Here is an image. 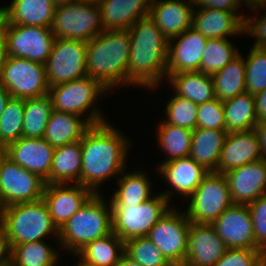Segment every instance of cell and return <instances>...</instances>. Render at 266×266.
I'll list each match as a JSON object with an SVG mask.
<instances>
[{
  "label": "cell",
  "mask_w": 266,
  "mask_h": 266,
  "mask_svg": "<svg viewBox=\"0 0 266 266\" xmlns=\"http://www.w3.org/2000/svg\"><path fill=\"white\" fill-rule=\"evenodd\" d=\"M109 121L92 125L80 140L81 185L94 194H101L106 181L118 179L129 168L131 138Z\"/></svg>",
  "instance_id": "1"
},
{
  "label": "cell",
  "mask_w": 266,
  "mask_h": 266,
  "mask_svg": "<svg viewBox=\"0 0 266 266\" xmlns=\"http://www.w3.org/2000/svg\"><path fill=\"white\" fill-rule=\"evenodd\" d=\"M128 32V87L155 92L167 79L168 39L149 16L137 20Z\"/></svg>",
  "instance_id": "2"
},
{
  "label": "cell",
  "mask_w": 266,
  "mask_h": 266,
  "mask_svg": "<svg viewBox=\"0 0 266 266\" xmlns=\"http://www.w3.org/2000/svg\"><path fill=\"white\" fill-rule=\"evenodd\" d=\"M130 46L128 30L102 31L87 42V76L112 93L128 87Z\"/></svg>",
  "instance_id": "3"
},
{
  "label": "cell",
  "mask_w": 266,
  "mask_h": 266,
  "mask_svg": "<svg viewBox=\"0 0 266 266\" xmlns=\"http://www.w3.org/2000/svg\"><path fill=\"white\" fill-rule=\"evenodd\" d=\"M111 232L110 200H106L102 193L93 194L59 229V245H56L74 258L88 243L103 238Z\"/></svg>",
  "instance_id": "4"
},
{
  "label": "cell",
  "mask_w": 266,
  "mask_h": 266,
  "mask_svg": "<svg viewBox=\"0 0 266 266\" xmlns=\"http://www.w3.org/2000/svg\"><path fill=\"white\" fill-rule=\"evenodd\" d=\"M0 226L9 245L51 240V238L58 243L59 229L42 199L0 209Z\"/></svg>",
  "instance_id": "5"
},
{
  "label": "cell",
  "mask_w": 266,
  "mask_h": 266,
  "mask_svg": "<svg viewBox=\"0 0 266 266\" xmlns=\"http://www.w3.org/2000/svg\"><path fill=\"white\" fill-rule=\"evenodd\" d=\"M107 93V88L88 76L49 88L53 110L81 116L91 125L108 121L98 103Z\"/></svg>",
  "instance_id": "6"
},
{
  "label": "cell",
  "mask_w": 266,
  "mask_h": 266,
  "mask_svg": "<svg viewBox=\"0 0 266 266\" xmlns=\"http://www.w3.org/2000/svg\"><path fill=\"white\" fill-rule=\"evenodd\" d=\"M112 231L124 242L147 237L159 219L174 206L158 191L148 201L137 206L110 204Z\"/></svg>",
  "instance_id": "7"
},
{
  "label": "cell",
  "mask_w": 266,
  "mask_h": 266,
  "mask_svg": "<svg viewBox=\"0 0 266 266\" xmlns=\"http://www.w3.org/2000/svg\"><path fill=\"white\" fill-rule=\"evenodd\" d=\"M188 200L184 211L195 224H212L233 205L225 175L216 172H209Z\"/></svg>",
  "instance_id": "8"
},
{
  "label": "cell",
  "mask_w": 266,
  "mask_h": 266,
  "mask_svg": "<svg viewBox=\"0 0 266 266\" xmlns=\"http://www.w3.org/2000/svg\"><path fill=\"white\" fill-rule=\"evenodd\" d=\"M51 30L55 38L89 42L104 31L99 5L74 1L57 6Z\"/></svg>",
  "instance_id": "9"
},
{
  "label": "cell",
  "mask_w": 266,
  "mask_h": 266,
  "mask_svg": "<svg viewBox=\"0 0 266 266\" xmlns=\"http://www.w3.org/2000/svg\"><path fill=\"white\" fill-rule=\"evenodd\" d=\"M0 84L13 98L30 99L49 94L45 65L26 58L7 57L0 72Z\"/></svg>",
  "instance_id": "10"
},
{
  "label": "cell",
  "mask_w": 266,
  "mask_h": 266,
  "mask_svg": "<svg viewBox=\"0 0 266 266\" xmlns=\"http://www.w3.org/2000/svg\"><path fill=\"white\" fill-rule=\"evenodd\" d=\"M87 42L55 38L45 64L49 88L87 76Z\"/></svg>",
  "instance_id": "11"
},
{
  "label": "cell",
  "mask_w": 266,
  "mask_h": 266,
  "mask_svg": "<svg viewBox=\"0 0 266 266\" xmlns=\"http://www.w3.org/2000/svg\"><path fill=\"white\" fill-rule=\"evenodd\" d=\"M178 209L172 206L147 235L170 264L184 262L187 254L191 222L184 209Z\"/></svg>",
  "instance_id": "12"
},
{
  "label": "cell",
  "mask_w": 266,
  "mask_h": 266,
  "mask_svg": "<svg viewBox=\"0 0 266 266\" xmlns=\"http://www.w3.org/2000/svg\"><path fill=\"white\" fill-rule=\"evenodd\" d=\"M3 34L8 57L26 58L43 65L46 64L55 41L51 28L39 26L4 22Z\"/></svg>",
  "instance_id": "13"
},
{
  "label": "cell",
  "mask_w": 266,
  "mask_h": 266,
  "mask_svg": "<svg viewBox=\"0 0 266 266\" xmlns=\"http://www.w3.org/2000/svg\"><path fill=\"white\" fill-rule=\"evenodd\" d=\"M45 181L5 158L0 167V209L42 199Z\"/></svg>",
  "instance_id": "14"
},
{
  "label": "cell",
  "mask_w": 266,
  "mask_h": 266,
  "mask_svg": "<svg viewBox=\"0 0 266 266\" xmlns=\"http://www.w3.org/2000/svg\"><path fill=\"white\" fill-rule=\"evenodd\" d=\"M155 169L158 174L157 178L163 177L164 183H167L165 186L168 185L166 190L163 189L160 193L171 204L174 202L172 198H176V194L183 199L182 201L185 204L184 200L192 195L203 178L209 173L190 156L167 161Z\"/></svg>",
  "instance_id": "15"
},
{
  "label": "cell",
  "mask_w": 266,
  "mask_h": 266,
  "mask_svg": "<svg viewBox=\"0 0 266 266\" xmlns=\"http://www.w3.org/2000/svg\"><path fill=\"white\" fill-rule=\"evenodd\" d=\"M229 249H259L248 205L233 204L212 224Z\"/></svg>",
  "instance_id": "16"
},
{
  "label": "cell",
  "mask_w": 266,
  "mask_h": 266,
  "mask_svg": "<svg viewBox=\"0 0 266 266\" xmlns=\"http://www.w3.org/2000/svg\"><path fill=\"white\" fill-rule=\"evenodd\" d=\"M94 193L78 183L45 184L42 200L60 229Z\"/></svg>",
  "instance_id": "17"
},
{
  "label": "cell",
  "mask_w": 266,
  "mask_h": 266,
  "mask_svg": "<svg viewBox=\"0 0 266 266\" xmlns=\"http://www.w3.org/2000/svg\"><path fill=\"white\" fill-rule=\"evenodd\" d=\"M207 38L192 27L168 40L167 78L181 72H199Z\"/></svg>",
  "instance_id": "18"
},
{
  "label": "cell",
  "mask_w": 266,
  "mask_h": 266,
  "mask_svg": "<svg viewBox=\"0 0 266 266\" xmlns=\"http://www.w3.org/2000/svg\"><path fill=\"white\" fill-rule=\"evenodd\" d=\"M263 158L261 145L254 129L230 132L225 137L215 172L225 174Z\"/></svg>",
  "instance_id": "19"
},
{
  "label": "cell",
  "mask_w": 266,
  "mask_h": 266,
  "mask_svg": "<svg viewBox=\"0 0 266 266\" xmlns=\"http://www.w3.org/2000/svg\"><path fill=\"white\" fill-rule=\"evenodd\" d=\"M54 150L44 138L21 137L6 146L7 158L44 181L50 175Z\"/></svg>",
  "instance_id": "20"
},
{
  "label": "cell",
  "mask_w": 266,
  "mask_h": 266,
  "mask_svg": "<svg viewBox=\"0 0 266 266\" xmlns=\"http://www.w3.org/2000/svg\"><path fill=\"white\" fill-rule=\"evenodd\" d=\"M243 11H224L212 8H194L191 27L207 39L233 38L243 34Z\"/></svg>",
  "instance_id": "21"
},
{
  "label": "cell",
  "mask_w": 266,
  "mask_h": 266,
  "mask_svg": "<svg viewBox=\"0 0 266 266\" xmlns=\"http://www.w3.org/2000/svg\"><path fill=\"white\" fill-rule=\"evenodd\" d=\"M233 204L248 205L266 195V159L246 164L224 174Z\"/></svg>",
  "instance_id": "22"
},
{
  "label": "cell",
  "mask_w": 266,
  "mask_h": 266,
  "mask_svg": "<svg viewBox=\"0 0 266 266\" xmlns=\"http://www.w3.org/2000/svg\"><path fill=\"white\" fill-rule=\"evenodd\" d=\"M227 249L211 224H190L185 262L193 266H214Z\"/></svg>",
  "instance_id": "23"
},
{
  "label": "cell",
  "mask_w": 266,
  "mask_h": 266,
  "mask_svg": "<svg viewBox=\"0 0 266 266\" xmlns=\"http://www.w3.org/2000/svg\"><path fill=\"white\" fill-rule=\"evenodd\" d=\"M193 0H150L149 18L169 40L191 28Z\"/></svg>",
  "instance_id": "24"
},
{
  "label": "cell",
  "mask_w": 266,
  "mask_h": 266,
  "mask_svg": "<svg viewBox=\"0 0 266 266\" xmlns=\"http://www.w3.org/2000/svg\"><path fill=\"white\" fill-rule=\"evenodd\" d=\"M98 5L104 30H128L148 17L150 0H100Z\"/></svg>",
  "instance_id": "25"
},
{
  "label": "cell",
  "mask_w": 266,
  "mask_h": 266,
  "mask_svg": "<svg viewBox=\"0 0 266 266\" xmlns=\"http://www.w3.org/2000/svg\"><path fill=\"white\" fill-rule=\"evenodd\" d=\"M136 167L129 172L126 168L116 181V187L111 197L109 198L110 204H127L137 206L148 201L155 193L152 186L153 182L150 179L148 172ZM138 169V170H137ZM128 171V172H127ZM118 186V187H117Z\"/></svg>",
  "instance_id": "26"
},
{
  "label": "cell",
  "mask_w": 266,
  "mask_h": 266,
  "mask_svg": "<svg viewBox=\"0 0 266 266\" xmlns=\"http://www.w3.org/2000/svg\"><path fill=\"white\" fill-rule=\"evenodd\" d=\"M55 8L53 0H11L5 7V22L51 28Z\"/></svg>",
  "instance_id": "27"
},
{
  "label": "cell",
  "mask_w": 266,
  "mask_h": 266,
  "mask_svg": "<svg viewBox=\"0 0 266 266\" xmlns=\"http://www.w3.org/2000/svg\"><path fill=\"white\" fill-rule=\"evenodd\" d=\"M92 125L83 117L72 113L52 111L43 138L53 147L80 141Z\"/></svg>",
  "instance_id": "28"
},
{
  "label": "cell",
  "mask_w": 266,
  "mask_h": 266,
  "mask_svg": "<svg viewBox=\"0 0 266 266\" xmlns=\"http://www.w3.org/2000/svg\"><path fill=\"white\" fill-rule=\"evenodd\" d=\"M167 83V84H166ZM176 95L196 105L213 100L215 97L212 75L201 72L171 74L165 82Z\"/></svg>",
  "instance_id": "29"
},
{
  "label": "cell",
  "mask_w": 266,
  "mask_h": 266,
  "mask_svg": "<svg viewBox=\"0 0 266 266\" xmlns=\"http://www.w3.org/2000/svg\"><path fill=\"white\" fill-rule=\"evenodd\" d=\"M80 141L55 148L49 178L45 184H81Z\"/></svg>",
  "instance_id": "30"
},
{
  "label": "cell",
  "mask_w": 266,
  "mask_h": 266,
  "mask_svg": "<svg viewBox=\"0 0 266 266\" xmlns=\"http://www.w3.org/2000/svg\"><path fill=\"white\" fill-rule=\"evenodd\" d=\"M125 254V242L113 231L83 247L74 257L85 266H115Z\"/></svg>",
  "instance_id": "31"
},
{
  "label": "cell",
  "mask_w": 266,
  "mask_h": 266,
  "mask_svg": "<svg viewBox=\"0 0 266 266\" xmlns=\"http://www.w3.org/2000/svg\"><path fill=\"white\" fill-rule=\"evenodd\" d=\"M226 135V130L196 128L192 132L190 157L209 172H215Z\"/></svg>",
  "instance_id": "32"
},
{
  "label": "cell",
  "mask_w": 266,
  "mask_h": 266,
  "mask_svg": "<svg viewBox=\"0 0 266 266\" xmlns=\"http://www.w3.org/2000/svg\"><path fill=\"white\" fill-rule=\"evenodd\" d=\"M161 120V121H160ZM156 124L157 147L166 155L157 168L170 160L189 157L192 145V130L168 124L160 119ZM158 126V127H157Z\"/></svg>",
  "instance_id": "33"
},
{
  "label": "cell",
  "mask_w": 266,
  "mask_h": 266,
  "mask_svg": "<svg viewBox=\"0 0 266 266\" xmlns=\"http://www.w3.org/2000/svg\"><path fill=\"white\" fill-rule=\"evenodd\" d=\"M9 246L10 266H58L62 259L60 253L63 251L53 247L49 240Z\"/></svg>",
  "instance_id": "34"
},
{
  "label": "cell",
  "mask_w": 266,
  "mask_h": 266,
  "mask_svg": "<svg viewBox=\"0 0 266 266\" xmlns=\"http://www.w3.org/2000/svg\"><path fill=\"white\" fill-rule=\"evenodd\" d=\"M227 133L253 130L258 123L255 97L247 92L223 101Z\"/></svg>",
  "instance_id": "35"
},
{
  "label": "cell",
  "mask_w": 266,
  "mask_h": 266,
  "mask_svg": "<svg viewBox=\"0 0 266 266\" xmlns=\"http://www.w3.org/2000/svg\"><path fill=\"white\" fill-rule=\"evenodd\" d=\"M244 54H240L223 69L212 75L215 97L225 101L246 92Z\"/></svg>",
  "instance_id": "36"
},
{
  "label": "cell",
  "mask_w": 266,
  "mask_h": 266,
  "mask_svg": "<svg viewBox=\"0 0 266 266\" xmlns=\"http://www.w3.org/2000/svg\"><path fill=\"white\" fill-rule=\"evenodd\" d=\"M52 111L53 104L49 94L25 99L22 137L43 138Z\"/></svg>",
  "instance_id": "37"
},
{
  "label": "cell",
  "mask_w": 266,
  "mask_h": 266,
  "mask_svg": "<svg viewBox=\"0 0 266 266\" xmlns=\"http://www.w3.org/2000/svg\"><path fill=\"white\" fill-rule=\"evenodd\" d=\"M230 38L207 39L200 62L201 73L213 75L223 69L242 52L235 47Z\"/></svg>",
  "instance_id": "38"
},
{
  "label": "cell",
  "mask_w": 266,
  "mask_h": 266,
  "mask_svg": "<svg viewBox=\"0 0 266 266\" xmlns=\"http://www.w3.org/2000/svg\"><path fill=\"white\" fill-rule=\"evenodd\" d=\"M165 103L164 122L194 131L197 128L198 105L175 93Z\"/></svg>",
  "instance_id": "39"
},
{
  "label": "cell",
  "mask_w": 266,
  "mask_h": 266,
  "mask_svg": "<svg viewBox=\"0 0 266 266\" xmlns=\"http://www.w3.org/2000/svg\"><path fill=\"white\" fill-rule=\"evenodd\" d=\"M25 99L13 98L7 102L0 117V145L17 141L22 137Z\"/></svg>",
  "instance_id": "40"
},
{
  "label": "cell",
  "mask_w": 266,
  "mask_h": 266,
  "mask_svg": "<svg viewBox=\"0 0 266 266\" xmlns=\"http://www.w3.org/2000/svg\"><path fill=\"white\" fill-rule=\"evenodd\" d=\"M244 57L246 92L252 95L266 89V48L251 46Z\"/></svg>",
  "instance_id": "41"
},
{
  "label": "cell",
  "mask_w": 266,
  "mask_h": 266,
  "mask_svg": "<svg viewBox=\"0 0 266 266\" xmlns=\"http://www.w3.org/2000/svg\"><path fill=\"white\" fill-rule=\"evenodd\" d=\"M125 254L141 266H168L170 264L148 237H137L126 241Z\"/></svg>",
  "instance_id": "42"
},
{
  "label": "cell",
  "mask_w": 266,
  "mask_h": 266,
  "mask_svg": "<svg viewBox=\"0 0 266 266\" xmlns=\"http://www.w3.org/2000/svg\"><path fill=\"white\" fill-rule=\"evenodd\" d=\"M197 128L225 130L223 101L214 98L198 105Z\"/></svg>",
  "instance_id": "43"
},
{
  "label": "cell",
  "mask_w": 266,
  "mask_h": 266,
  "mask_svg": "<svg viewBox=\"0 0 266 266\" xmlns=\"http://www.w3.org/2000/svg\"><path fill=\"white\" fill-rule=\"evenodd\" d=\"M250 10L252 15L249 16L247 13L244 17L243 34L255 39L251 46L266 48V5L250 7L247 12ZM262 10L264 15L257 16L256 14H259L258 12Z\"/></svg>",
  "instance_id": "44"
},
{
  "label": "cell",
  "mask_w": 266,
  "mask_h": 266,
  "mask_svg": "<svg viewBox=\"0 0 266 266\" xmlns=\"http://www.w3.org/2000/svg\"><path fill=\"white\" fill-rule=\"evenodd\" d=\"M265 254L260 249H227L214 266H258Z\"/></svg>",
  "instance_id": "45"
},
{
  "label": "cell",
  "mask_w": 266,
  "mask_h": 266,
  "mask_svg": "<svg viewBox=\"0 0 266 266\" xmlns=\"http://www.w3.org/2000/svg\"><path fill=\"white\" fill-rule=\"evenodd\" d=\"M257 247L266 255V195L248 204Z\"/></svg>",
  "instance_id": "46"
},
{
  "label": "cell",
  "mask_w": 266,
  "mask_h": 266,
  "mask_svg": "<svg viewBox=\"0 0 266 266\" xmlns=\"http://www.w3.org/2000/svg\"><path fill=\"white\" fill-rule=\"evenodd\" d=\"M193 1H194V8H212L224 11H240L242 7L243 8L245 7L244 8L245 11L248 9L244 3V0H193Z\"/></svg>",
  "instance_id": "47"
},
{
  "label": "cell",
  "mask_w": 266,
  "mask_h": 266,
  "mask_svg": "<svg viewBox=\"0 0 266 266\" xmlns=\"http://www.w3.org/2000/svg\"><path fill=\"white\" fill-rule=\"evenodd\" d=\"M10 253L8 240L0 226V266H10Z\"/></svg>",
  "instance_id": "48"
},
{
  "label": "cell",
  "mask_w": 266,
  "mask_h": 266,
  "mask_svg": "<svg viewBox=\"0 0 266 266\" xmlns=\"http://www.w3.org/2000/svg\"><path fill=\"white\" fill-rule=\"evenodd\" d=\"M257 121H266V89L254 95Z\"/></svg>",
  "instance_id": "49"
},
{
  "label": "cell",
  "mask_w": 266,
  "mask_h": 266,
  "mask_svg": "<svg viewBox=\"0 0 266 266\" xmlns=\"http://www.w3.org/2000/svg\"><path fill=\"white\" fill-rule=\"evenodd\" d=\"M254 130L257 133L263 156L266 159V121L258 122Z\"/></svg>",
  "instance_id": "50"
},
{
  "label": "cell",
  "mask_w": 266,
  "mask_h": 266,
  "mask_svg": "<svg viewBox=\"0 0 266 266\" xmlns=\"http://www.w3.org/2000/svg\"><path fill=\"white\" fill-rule=\"evenodd\" d=\"M6 39L3 30L0 32V72L7 59Z\"/></svg>",
  "instance_id": "51"
},
{
  "label": "cell",
  "mask_w": 266,
  "mask_h": 266,
  "mask_svg": "<svg viewBox=\"0 0 266 266\" xmlns=\"http://www.w3.org/2000/svg\"><path fill=\"white\" fill-rule=\"evenodd\" d=\"M11 97L12 96L7 91V89L2 84H0V117L2 116L5 110L6 104L10 100Z\"/></svg>",
  "instance_id": "52"
},
{
  "label": "cell",
  "mask_w": 266,
  "mask_h": 266,
  "mask_svg": "<svg viewBox=\"0 0 266 266\" xmlns=\"http://www.w3.org/2000/svg\"><path fill=\"white\" fill-rule=\"evenodd\" d=\"M115 266H141V265L138 262L133 261L126 254H124Z\"/></svg>",
  "instance_id": "53"
},
{
  "label": "cell",
  "mask_w": 266,
  "mask_h": 266,
  "mask_svg": "<svg viewBox=\"0 0 266 266\" xmlns=\"http://www.w3.org/2000/svg\"><path fill=\"white\" fill-rule=\"evenodd\" d=\"M245 5L247 8L259 5H266V0H244Z\"/></svg>",
  "instance_id": "54"
},
{
  "label": "cell",
  "mask_w": 266,
  "mask_h": 266,
  "mask_svg": "<svg viewBox=\"0 0 266 266\" xmlns=\"http://www.w3.org/2000/svg\"><path fill=\"white\" fill-rule=\"evenodd\" d=\"M5 22V6L0 7V32L3 30V25Z\"/></svg>",
  "instance_id": "55"
},
{
  "label": "cell",
  "mask_w": 266,
  "mask_h": 266,
  "mask_svg": "<svg viewBox=\"0 0 266 266\" xmlns=\"http://www.w3.org/2000/svg\"><path fill=\"white\" fill-rule=\"evenodd\" d=\"M6 157H7L6 147L3 145H0V167Z\"/></svg>",
  "instance_id": "56"
},
{
  "label": "cell",
  "mask_w": 266,
  "mask_h": 266,
  "mask_svg": "<svg viewBox=\"0 0 266 266\" xmlns=\"http://www.w3.org/2000/svg\"><path fill=\"white\" fill-rule=\"evenodd\" d=\"M75 0H53V3L55 4V6H60V5H65L67 3H71L74 2Z\"/></svg>",
  "instance_id": "57"
},
{
  "label": "cell",
  "mask_w": 266,
  "mask_h": 266,
  "mask_svg": "<svg viewBox=\"0 0 266 266\" xmlns=\"http://www.w3.org/2000/svg\"><path fill=\"white\" fill-rule=\"evenodd\" d=\"M77 2H87V3H95L98 4L100 0H75Z\"/></svg>",
  "instance_id": "58"
},
{
  "label": "cell",
  "mask_w": 266,
  "mask_h": 266,
  "mask_svg": "<svg viewBox=\"0 0 266 266\" xmlns=\"http://www.w3.org/2000/svg\"><path fill=\"white\" fill-rule=\"evenodd\" d=\"M174 266H193V265H190L188 264L187 262H178V263H174Z\"/></svg>",
  "instance_id": "59"
},
{
  "label": "cell",
  "mask_w": 266,
  "mask_h": 266,
  "mask_svg": "<svg viewBox=\"0 0 266 266\" xmlns=\"http://www.w3.org/2000/svg\"><path fill=\"white\" fill-rule=\"evenodd\" d=\"M71 266H85V265H83L80 261H78L77 263H74V265Z\"/></svg>",
  "instance_id": "60"
},
{
  "label": "cell",
  "mask_w": 266,
  "mask_h": 266,
  "mask_svg": "<svg viewBox=\"0 0 266 266\" xmlns=\"http://www.w3.org/2000/svg\"><path fill=\"white\" fill-rule=\"evenodd\" d=\"M258 266H266V259L264 258L263 261Z\"/></svg>",
  "instance_id": "61"
}]
</instances>
